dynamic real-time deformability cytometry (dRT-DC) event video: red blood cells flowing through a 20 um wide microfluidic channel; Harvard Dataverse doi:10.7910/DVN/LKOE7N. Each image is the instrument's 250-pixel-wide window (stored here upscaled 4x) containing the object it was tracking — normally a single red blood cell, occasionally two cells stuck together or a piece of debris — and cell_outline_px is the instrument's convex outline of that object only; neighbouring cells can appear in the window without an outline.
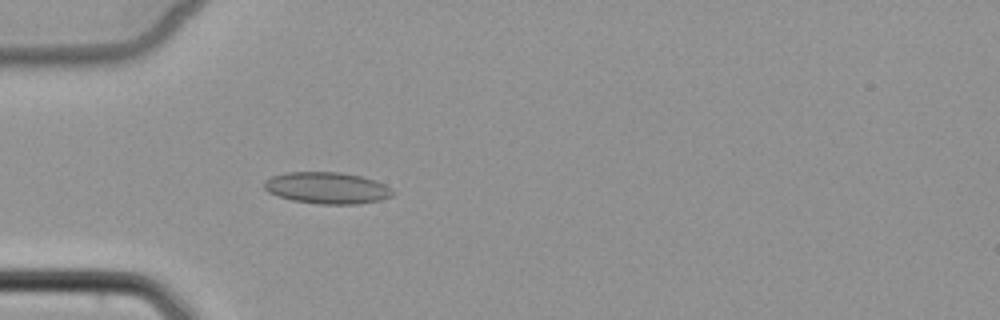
{"species": "common noctule bat (a hibernating species)", "species_latin": "Nyctalus noctula", "temperature_condition": "cold", "stored_images_in_passage": 4, "camera_frame_rate_fps": 3000, "um_per_image_px": 0.085, "animal": {"sex": "female", "body_mass_g": 22.7, "forearm_length_mm": 54.2}, "frame": {"image": 1, "passage_image": 4, "time_ms": 3.667, "image_size_px": [1000, 320], "cell_outline_px": [[392, 196], [380, 200], [356, 204], [316, 204], [292, 200], [268, 192], [264, 188], [264, 180], [272, 176], [288, 172], [340, 172], [360, 176], [376, 180], [384, 184], [392, 192]], "centroid_in_image_um": [27.77, 15.97], "position_along_channel_um": 57.2, "area_um2": 23.52}}